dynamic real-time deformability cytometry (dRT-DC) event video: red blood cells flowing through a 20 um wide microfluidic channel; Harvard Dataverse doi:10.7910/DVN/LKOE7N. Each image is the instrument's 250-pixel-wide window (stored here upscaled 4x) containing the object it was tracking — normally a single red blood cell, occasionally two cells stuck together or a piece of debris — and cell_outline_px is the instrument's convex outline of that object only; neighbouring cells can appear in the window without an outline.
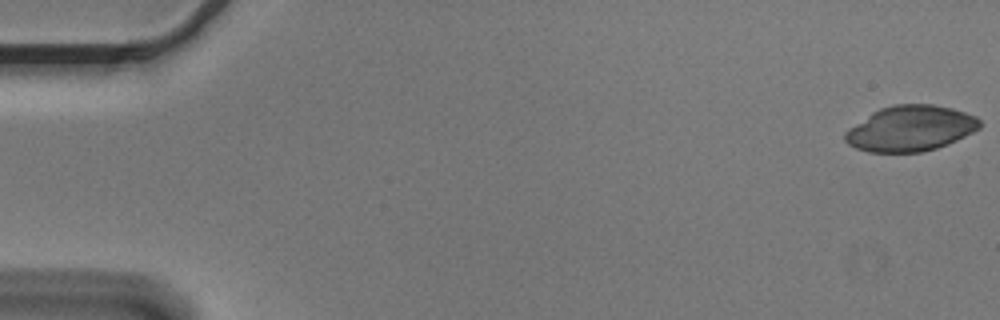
{"species": "Egyptian fruit bat (a non-hibernating species)", "species_latin": "Rousettus aegyptiacus", "temperature_condition": "cold", "stored_images_in_passage": 9, "camera_frame_rate_fps": 3000, "um_per_image_px": 0.085, "animal": {"sex": "male"}, "frame": {"image": 1, "passage_image": 1, "time_ms": 0.0, "image_size_px": [1000, 320], "cell_outline_px": [[980, 128], [948, 144], [936, 148], [920, 152], [868, 152], [856, 148], [848, 144], [844, 140], [844, 132], [848, 128], [872, 112], [880, 108], [892, 104], [932, 104], [952, 108], [976, 116], [980, 120]], "centroid_in_image_um": [77.36, 10.91], "position_along_channel_um": 7.6, "area_um2": 35.78}}